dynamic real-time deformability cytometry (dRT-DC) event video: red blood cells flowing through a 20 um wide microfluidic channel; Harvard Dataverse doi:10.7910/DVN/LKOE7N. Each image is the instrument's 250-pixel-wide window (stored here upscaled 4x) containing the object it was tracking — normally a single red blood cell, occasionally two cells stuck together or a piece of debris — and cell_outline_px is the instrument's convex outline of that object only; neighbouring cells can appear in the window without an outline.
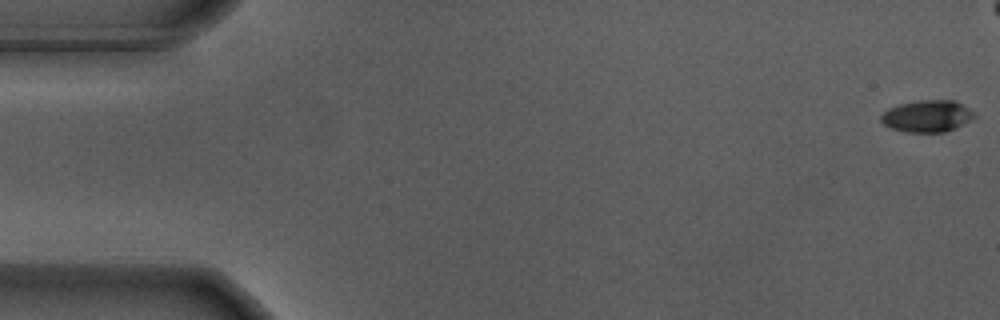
{"species": "Egyptian fruit bat (a non-hibernating species)", "species_latin": "Rousettus aegyptiacus", "temperature_condition": "warm", "stored_images_in_passage": 9, "camera_frame_rate_fps": 3000, "um_per_image_px": 0.085, "animal": {"sex": "male"}, "frame": {"image": 1, "passage_image": 1, "time_ms": 0.0, "image_size_px": [1000, 320], "cell_outline_px": [[976, 116], [964, 124], [956, 128], [944, 132], [904, 132], [888, 128], [880, 120], [880, 116], [888, 108], [900, 104], [920, 100], [956, 100], [968, 108]], "centroid_in_image_um": [78.79, 9.88], "position_along_channel_um": 6.2, "area_um2": 17.4}}